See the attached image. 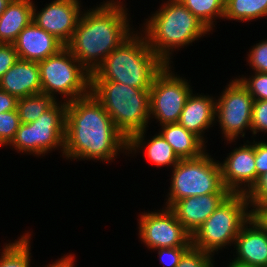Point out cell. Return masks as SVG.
<instances>
[{"instance_id":"ac0fdd59","label":"cell","mask_w":267,"mask_h":267,"mask_svg":"<svg viewBox=\"0 0 267 267\" xmlns=\"http://www.w3.org/2000/svg\"><path fill=\"white\" fill-rule=\"evenodd\" d=\"M249 222L254 224L255 229L245 230L241 227L235 239L240 257L234 262L245 266L267 267V232L252 218Z\"/></svg>"},{"instance_id":"1f68e13d","label":"cell","mask_w":267,"mask_h":267,"mask_svg":"<svg viewBox=\"0 0 267 267\" xmlns=\"http://www.w3.org/2000/svg\"><path fill=\"white\" fill-rule=\"evenodd\" d=\"M250 195L246 193L247 199L250 197L254 204L264 205L267 204V172L258 177L257 182L249 191Z\"/></svg>"},{"instance_id":"7a4b0ae2","label":"cell","mask_w":267,"mask_h":267,"mask_svg":"<svg viewBox=\"0 0 267 267\" xmlns=\"http://www.w3.org/2000/svg\"><path fill=\"white\" fill-rule=\"evenodd\" d=\"M119 7L108 3L81 17L65 45L78 62L86 65L90 59L101 54L104 56L101 61L104 62L111 51L129 39L126 17L123 8Z\"/></svg>"},{"instance_id":"277c9868","label":"cell","mask_w":267,"mask_h":267,"mask_svg":"<svg viewBox=\"0 0 267 267\" xmlns=\"http://www.w3.org/2000/svg\"><path fill=\"white\" fill-rule=\"evenodd\" d=\"M90 83V90L93 91L91 94L128 139L126 147L138 146L150 113V89L134 88L114 81Z\"/></svg>"},{"instance_id":"5b68a950","label":"cell","mask_w":267,"mask_h":267,"mask_svg":"<svg viewBox=\"0 0 267 267\" xmlns=\"http://www.w3.org/2000/svg\"><path fill=\"white\" fill-rule=\"evenodd\" d=\"M147 29L149 41L152 40L149 47L166 64L165 48L190 43L209 31L179 0H173L161 9L148 23Z\"/></svg>"},{"instance_id":"8fae6325","label":"cell","mask_w":267,"mask_h":267,"mask_svg":"<svg viewBox=\"0 0 267 267\" xmlns=\"http://www.w3.org/2000/svg\"><path fill=\"white\" fill-rule=\"evenodd\" d=\"M140 224V234L150 247L159 249L192 246L191 235L177 220L175 213L170 208L163 214L142 215Z\"/></svg>"},{"instance_id":"d6a6232c","label":"cell","mask_w":267,"mask_h":267,"mask_svg":"<svg viewBox=\"0 0 267 267\" xmlns=\"http://www.w3.org/2000/svg\"><path fill=\"white\" fill-rule=\"evenodd\" d=\"M250 61L257 72L267 73V41L253 48Z\"/></svg>"},{"instance_id":"4316f807","label":"cell","mask_w":267,"mask_h":267,"mask_svg":"<svg viewBox=\"0 0 267 267\" xmlns=\"http://www.w3.org/2000/svg\"><path fill=\"white\" fill-rule=\"evenodd\" d=\"M20 124L17 110L0 113V145L12 142Z\"/></svg>"},{"instance_id":"ab89813d","label":"cell","mask_w":267,"mask_h":267,"mask_svg":"<svg viewBox=\"0 0 267 267\" xmlns=\"http://www.w3.org/2000/svg\"><path fill=\"white\" fill-rule=\"evenodd\" d=\"M229 267H255V266H245V265H241V264L232 262Z\"/></svg>"},{"instance_id":"44dd1931","label":"cell","mask_w":267,"mask_h":267,"mask_svg":"<svg viewBox=\"0 0 267 267\" xmlns=\"http://www.w3.org/2000/svg\"><path fill=\"white\" fill-rule=\"evenodd\" d=\"M161 135L170 144L179 159L197 158L203 154L201 152L202 139L187 131L179 123L164 124V131Z\"/></svg>"},{"instance_id":"f35d334b","label":"cell","mask_w":267,"mask_h":267,"mask_svg":"<svg viewBox=\"0 0 267 267\" xmlns=\"http://www.w3.org/2000/svg\"><path fill=\"white\" fill-rule=\"evenodd\" d=\"M10 2L11 0H0V16L6 10V7Z\"/></svg>"},{"instance_id":"f1b7e54d","label":"cell","mask_w":267,"mask_h":267,"mask_svg":"<svg viewBox=\"0 0 267 267\" xmlns=\"http://www.w3.org/2000/svg\"><path fill=\"white\" fill-rule=\"evenodd\" d=\"M248 90L254 100H267V73L257 72V75L251 80H239ZM258 95V98H255Z\"/></svg>"},{"instance_id":"5bb4252c","label":"cell","mask_w":267,"mask_h":267,"mask_svg":"<svg viewBox=\"0 0 267 267\" xmlns=\"http://www.w3.org/2000/svg\"><path fill=\"white\" fill-rule=\"evenodd\" d=\"M18 57L25 61L39 62L57 54L65 45L33 21L27 25L12 43Z\"/></svg>"},{"instance_id":"cb8c5ba5","label":"cell","mask_w":267,"mask_h":267,"mask_svg":"<svg viewBox=\"0 0 267 267\" xmlns=\"http://www.w3.org/2000/svg\"><path fill=\"white\" fill-rule=\"evenodd\" d=\"M208 29L211 27L212 15L224 16L225 0H179Z\"/></svg>"},{"instance_id":"4fadbf2b","label":"cell","mask_w":267,"mask_h":267,"mask_svg":"<svg viewBox=\"0 0 267 267\" xmlns=\"http://www.w3.org/2000/svg\"><path fill=\"white\" fill-rule=\"evenodd\" d=\"M78 8L77 0H56L37 16L34 14L35 9L33 8L32 21L66 45L70 41L80 19L78 18Z\"/></svg>"},{"instance_id":"ffe728a7","label":"cell","mask_w":267,"mask_h":267,"mask_svg":"<svg viewBox=\"0 0 267 267\" xmlns=\"http://www.w3.org/2000/svg\"><path fill=\"white\" fill-rule=\"evenodd\" d=\"M212 102L210 98L192 97L190 94L178 123L200 138V131L212 123L214 114H216L217 110Z\"/></svg>"},{"instance_id":"2e32d148","label":"cell","mask_w":267,"mask_h":267,"mask_svg":"<svg viewBox=\"0 0 267 267\" xmlns=\"http://www.w3.org/2000/svg\"><path fill=\"white\" fill-rule=\"evenodd\" d=\"M0 89L17 98L42 92L38 62L18 59L2 76Z\"/></svg>"},{"instance_id":"e0dca14e","label":"cell","mask_w":267,"mask_h":267,"mask_svg":"<svg viewBox=\"0 0 267 267\" xmlns=\"http://www.w3.org/2000/svg\"><path fill=\"white\" fill-rule=\"evenodd\" d=\"M222 180L230 193H245V191H236L238 182H251L250 189L256 183L255 166V145L244 146L235 150L221 166Z\"/></svg>"},{"instance_id":"e575fe53","label":"cell","mask_w":267,"mask_h":267,"mask_svg":"<svg viewBox=\"0 0 267 267\" xmlns=\"http://www.w3.org/2000/svg\"><path fill=\"white\" fill-rule=\"evenodd\" d=\"M256 182L258 177L267 172V143L255 144Z\"/></svg>"},{"instance_id":"8d00e7d4","label":"cell","mask_w":267,"mask_h":267,"mask_svg":"<svg viewBox=\"0 0 267 267\" xmlns=\"http://www.w3.org/2000/svg\"><path fill=\"white\" fill-rule=\"evenodd\" d=\"M255 206L258 208L251 212V218L267 232V204Z\"/></svg>"},{"instance_id":"f546056e","label":"cell","mask_w":267,"mask_h":267,"mask_svg":"<svg viewBox=\"0 0 267 267\" xmlns=\"http://www.w3.org/2000/svg\"><path fill=\"white\" fill-rule=\"evenodd\" d=\"M251 129L267 130V100H254L252 109Z\"/></svg>"},{"instance_id":"30bf717a","label":"cell","mask_w":267,"mask_h":267,"mask_svg":"<svg viewBox=\"0 0 267 267\" xmlns=\"http://www.w3.org/2000/svg\"><path fill=\"white\" fill-rule=\"evenodd\" d=\"M167 70L166 64L155 76L150 88V112L155 113L162 124L178 123L191 94L188 85L183 80L170 76Z\"/></svg>"},{"instance_id":"603a6c76","label":"cell","mask_w":267,"mask_h":267,"mask_svg":"<svg viewBox=\"0 0 267 267\" xmlns=\"http://www.w3.org/2000/svg\"><path fill=\"white\" fill-rule=\"evenodd\" d=\"M267 15V0H225L224 16L249 20Z\"/></svg>"},{"instance_id":"4dcf8cb0","label":"cell","mask_w":267,"mask_h":267,"mask_svg":"<svg viewBox=\"0 0 267 267\" xmlns=\"http://www.w3.org/2000/svg\"><path fill=\"white\" fill-rule=\"evenodd\" d=\"M18 59L19 57L13 44L0 43V80Z\"/></svg>"},{"instance_id":"6da1fadb","label":"cell","mask_w":267,"mask_h":267,"mask_svg":"<svg viewBox=\"0 0 267 267\" xmlns=\"http://www.w3.org/2000/svg\"><path fill=\"white\" fill-rule=\"evenodd\" d=\"M86 94L67 102L64 152L70 157L112 159L128 139L94 96Z\"/></svg>"},{"instance_id":"484cf974","label":"cell","mask_w":267,"mask_h":267,"mask_svg":"<svg viewBox=\"0 0 267 267\" xmlns=\"http://www.w3.org/2000/svg\"><path fill=\"white\" fill-rule=\"evenodd\" d=\"M28 247L26 236L17 243L7 246L0 260V267H29Z\"/></svg>"},{"instance_id":"d4e9b609","label":"cell","mask_w":267,"mask_h":267,"mask_svg":"<svg viewBox=\"0 0 267 267\" xmlns=\"http://www.w3.org/2000/svg\"><path fill=\"white\" fill-rule=\"evenodd\" d=\"M147 156L157 166L171 164L174 166L180 161L170 144L160 134L155 136L147 146Z\"/></svg>"},{"instance_id":"836d02e7","label":"cell","mask_w":267,"mask_h":267,"mask_svg":"<svg viewBox=\"0 0 267 267\" xmlns=\"http://www.w3.org/2000/svg\"><path fill=\"white\" fill-rule=\"evenodd\" d=\"M190 247H174V248H160L159 254H160V261L164 262L165 259L163 258V256L167 255L168 257H166L168 259V261L164 264H167V266L170 267H176L181 259V257L183 256V254L189 249ZM164 256V257H165Z\"/></svg>"},{"instance_id":"52a82bcc","label":"cell","mask_w":267,"mask_h":267,"mask_svg":"<svg viewBox=\"0 0 267 267\" xmlns=\"http://www.w3.org/2000/svg\"><path fill=\"white\" fill-rule=\"evenodd\" d=\"M174 169L168 208L186 197L231 194L223 183L221 167L205 154L197 158L180 159Z\"/></svg>"},{"instance_id":"8992f818","label":"cell","mask_w":267,"mask_h":267,"mask_svg":"<svg viewBox=\"0 0 267 267\" xmlns=\"http://www.w3.org/2000/svg\"><path fill=\"white\" fill-rule=\"evenodd\" d=\"M246 198V193H231L191 236L192 246L210 253L229 240H235L241 227L251 218V213L247 215L244 210Z\"/></svg>"},{"instance_id":"83f0119b","label":"cell","mask_w":267,"mask_h":267,"mask_svg":"<svg viewBox=\"0 0 267 267\" xmlns=\"http://www.w3.org/2000/svg\"><path fill=\"white\" fill-rule=\"evenodd\" d=\"M208 255V256H207ZM209 254L191 246L181 257L176 267H211Z\"/></svg>"},{"instance_id":"7402d4cb","label":"cell","mask_w":267,"mask_h":267,"mask_svg":"<svg viewBox=\"0 0 267 267\" xmlns=\"http://www.w3.org/2000/svg\"><path fill=\"white\" fill-rule=\"evenodd\" d=\"M50 94L37 93L27 97L18 98L17 111L21 123L36 121L42 113L52 108L56 102Z\"/></svg>"},{"instance_id":"74e56055","label":"cell","mask_w":267,"mask_h":267,"mask_svg":"<svg viewBox=\"0 0 267 267\" xmlns=\"http://www.w3.org/2000/svg\"><path fill=\"white\" fill-rule=\"evenodd\" d=\"M72 257H66L65 259H62L58 263L51 265L50 267H73L72 266Z\"/></svg>"},{"instance_id":"d590c367","label":"cell","mask_w":267,"mask_h":267,"mask_svg":"<svg viewBox=\"0 0 267 267\" xmlns=\"http://www.w3.org/2000/svg\"><path fill=\"white\" fill-rule=\"evenodd\" d=\"M18 98L0 89V113L17 110Z\"/></svg>"},{"instance_id":"7c38bea8","label":"cell","mask_w":267,"mask_h":267,"mask_svg":"<svg viewBox=\"0 0 267 267\" xmlns=\"http://www.w3.org/2000/svg\"><path fill=\"white\" fill-rule=\"evenodd\" d=\"M224 93L215 109L226 137L233 140L245 126L251 127L254 98L239 80L233 81Z\"/></svg>"},{"instance_id":"9c48e42d","label":"cell","mask_w":267,"mask_h":267,"mask_svg":"<svg viewBox=\"0 0 267 267\" xmlns=\"http://www.w3.org/2000/svg\"><path fill=\"white\" fill-rule=\"evenodd\" d=\"M66 55L73 59L70 58L69 61ZM71 60L77 61L72 53L64 47L57 54L38 62L43 93L51 94L55 90L66 95H73V100L78 99L76 97L78 94L81 98V92L87 85H91V74L87 73L85 77L81 69L72 64Z\"/></svg>"},{"instance_id":"ba28073f","label":"cell","mask_w":267,"mask_h":267,"mask_svg":"<svg viewBox=\"0 0 267 267\" xmlns=\"http://www.w3.org/2000/svg\"><path fill=\"white\" fill-rule=\"evenodd\" d=\"M56 105L42 113L36 121L21 123L11 143L22 151L39 154L59 143L64 145L67 104L60 109Z\"/></svg>"},{"instance_id":"d6986e66","label":"cell","mask_w":267,"mask_h":267,"mask_svg":"<svg viewBox=\"0 0 267 267\" xmlns=\"http://www.w3.org/2000/svg\"><path fill=\"white\" fill-rule=\"evenodd\" d=\"M30 0H11L0 16V43L12 44L19 33L32 22Z\"/></svg>"},{"instance_id":"9a60e30c","label":"cell","mask_w":267,"mask_h":267,"mask_svg":"<svg viewBox=\"0 0 267 267\" xmlns=\"http://www.w3.org/2000/svg\"><path fill=\"white\" fill-rule=\"evenodd\" d=\"M230 194H205L176 201L170 209L192 236Z\"/></svg>"},{"instance_id":"3957f363","label":"cell","mask_w":267,"mask_h":267,"mask_svg":"<svg viewBox=\"0 0 267 267\" xmlns=\"http://www.w3.org/2000/svg\"><path fill=\"white\" fill-rule=\"evenodd\" d=\"M149 44V41L126 39L110 52L102 64L88 68L91 81H114L134 88L150 89L155 76L166 63Z\"/></svg>"}]
</instances>
